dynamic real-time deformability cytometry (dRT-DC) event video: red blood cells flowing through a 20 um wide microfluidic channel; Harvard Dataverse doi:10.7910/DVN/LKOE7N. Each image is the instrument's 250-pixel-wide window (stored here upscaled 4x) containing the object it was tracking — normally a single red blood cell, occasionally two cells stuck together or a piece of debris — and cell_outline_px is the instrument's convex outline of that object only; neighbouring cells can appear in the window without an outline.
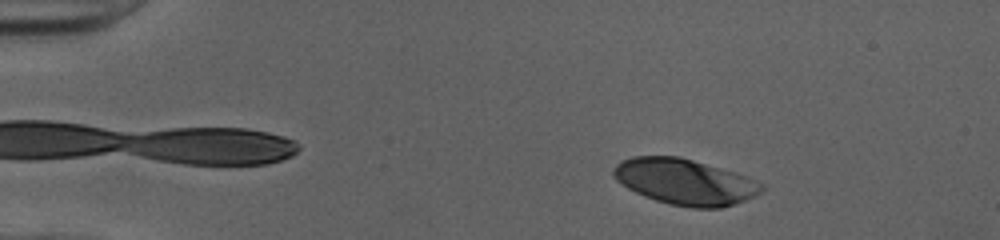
{"species": "human", "species_latin": "Homo sapiens", "temperature_condition": "cold", "stored_images_in_passage": 44, "camera_frame_rate_fps": 3000, "um_per_image_px": 0.085, "donor": {"sex": "female"}, "frame": {"image": 1, "passage_image": 7, "time_ms": 2.0, "image_size_px": [1000, 240], "cell_outline_px": [[764, 188], [760, 192], [744, 200], [720, 208], [692, 208], [668, 204], [644, 196], [628, 188], [616, 180], [612, 176], [612, 172], [616, 164], [620, 160], [632, 156], [680, 156], [748, 176], [764, 184]], "centroid_in_image_um": [58.19, 15.44], "position_along_channel_um": 26.8, "area_um2": 39.59}}
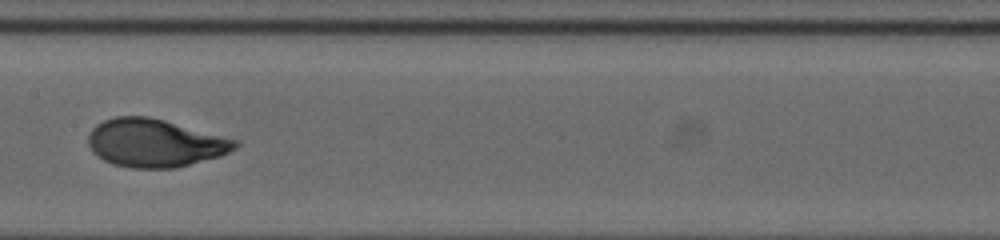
{"frame": {"image": 2, "passage_image": 26, "time_ms": 8.333, "image_size_px": [1000, 240], "cell_outline_px": [[240, 144], [236, 148], [220, 156], [176, 168], [132, 168], [112, 164], [96, 156], [92, 152], [88, 144], [88, 136], [92, 128], [96, 124], [104, 120], [116, 116], [148, 116], [164, 120], [240, 140]], "centroid_in_image_um": [13.16, 12.15], "position_along_channel_um": 194.2, "area_um2": 41.33}}
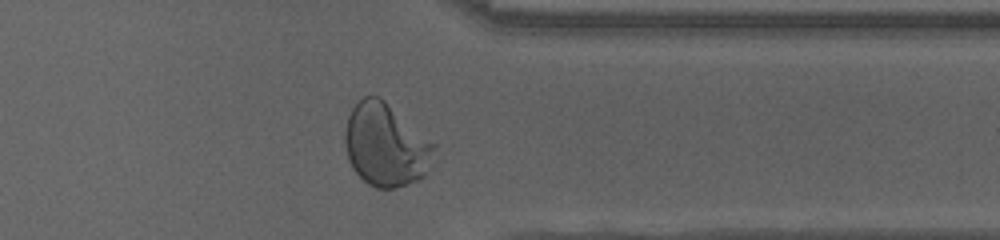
{"frame": {"image": 3, "passage_image": 40, "time_ms": 13.0, "image_size_px": [1000, 240], "cell_outline_px": [[436, 144], [424, 176], [416, 180], [396, 188], [376, 188], [368, 184], [352, 168], [348, 160], [344, 140], [344, 132], [348, 116], [352, 108], [364, 96], [380, 96]], "centroid_in_image_um": [32.75, 12.31], "position_along_channel_um": 378.6, "area_um2": 42.77}, "authors_computed_cell_mechanics": {"area_um2": 40.3444, "velocity_mm_per_s": 4.0113, "shape_relaxation_time_tau1_ms": 4.341, "shape_relaxation_time_tau2_ms": null, "deformation_change_tau1": 0.2191, "deformation_change_tau2": null}}